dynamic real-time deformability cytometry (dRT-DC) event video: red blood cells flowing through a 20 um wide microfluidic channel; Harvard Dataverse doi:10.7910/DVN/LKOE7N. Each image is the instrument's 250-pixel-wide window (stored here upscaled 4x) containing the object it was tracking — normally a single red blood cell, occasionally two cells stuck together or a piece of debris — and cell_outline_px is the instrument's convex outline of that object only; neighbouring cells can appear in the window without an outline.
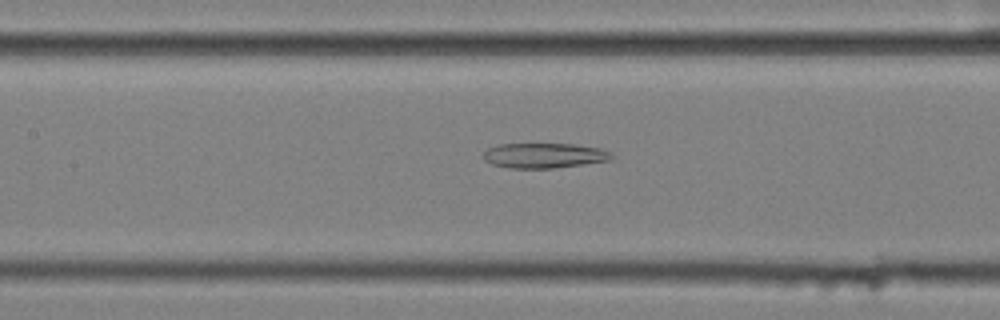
{"species": "common noctule bat (a hibernating species)", "species_latin": "Nyctalus noctula", "temperature_condition": "cold", "stored_images_in_passage": 38, "camera_frame_rate_fps": 3000, "um_per_image_px": 0.085, "animal": {"sex": "female", "body_mass_g": 25.1}, "frame": {"image": 1, "passage_image": 9, "time_ms": 2.667, "image_size_px": [1000, 320], "cell_outline_px": [[612, 160], [552, 168], [508, 168], [492, 164], [484, 160], [484, 152], [488, 148], [500, 144], [572, 144], [600, 148], [608, 152], [612, 156]], "centroid_in_image_um": [46.22, 13.22], "position_along_channel_um": 161.2, "area_um2": 18.5}}
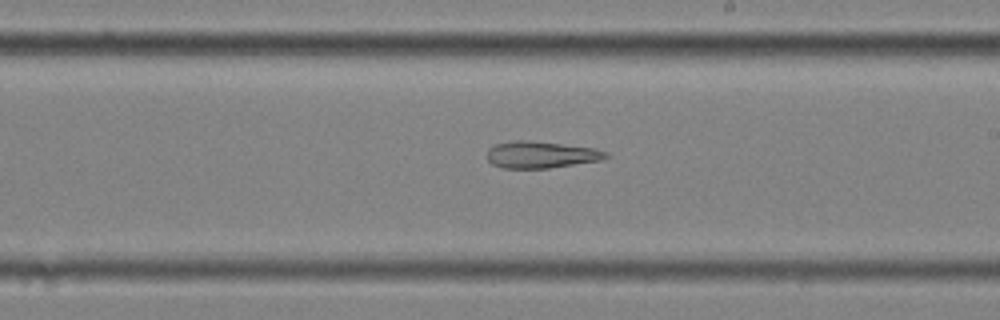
{"frame": {"image": 2, "passage_image": 16, "time_ms": 5.0, "image_size_px": [1000, 320], "cell_outline_px": [[612, 156], [600, 160], [548, 168], [504, 168], [492, 164], [488, 160], [488, 148], [496, 144], [516, 140], [528, 140], [596, 148], [608, 152]], "centroid_in_image_um": [46.02, 13.14], "position_along_channel_um": 243.0, "area_um2": 18.5}}
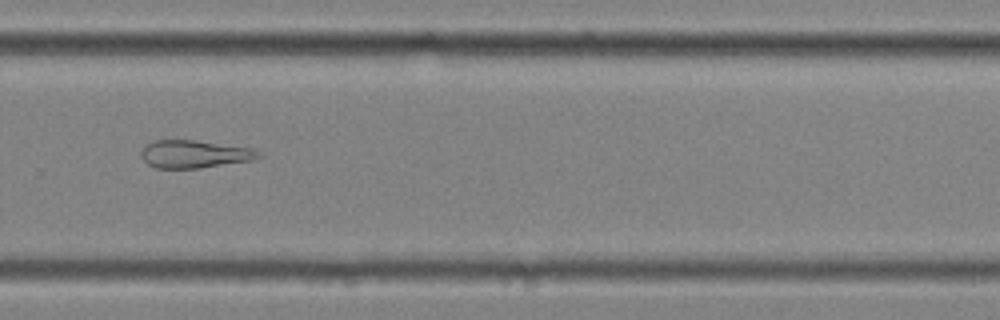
{"frame": {"image": 3, "passage_image": 22, "time_ms": 7.0, "image_size_px": [1000, 320], "cell_outline_px": [[260, 156], [252, 160], [200, 168], [156, 168], [148, 164], [140, 156], [140, 152], [152, 140], [196, 140], [252, 148]], "centroid_in_image_um": [16.47, 13.09], "position_along_channel_um": 313.3, "area_um2": 18.79}, "authors_computed_cell_mechanics": {"area_um2": 18.4382, "velocity_mm_per_s": 3.5212, "shape_relaxation_time_tau1_ms": null, "shape_relaxation_time_tau2_ms": 11.3898, "deformation_change_tau1": null, "deformation_change_tau2": 0.2639}}